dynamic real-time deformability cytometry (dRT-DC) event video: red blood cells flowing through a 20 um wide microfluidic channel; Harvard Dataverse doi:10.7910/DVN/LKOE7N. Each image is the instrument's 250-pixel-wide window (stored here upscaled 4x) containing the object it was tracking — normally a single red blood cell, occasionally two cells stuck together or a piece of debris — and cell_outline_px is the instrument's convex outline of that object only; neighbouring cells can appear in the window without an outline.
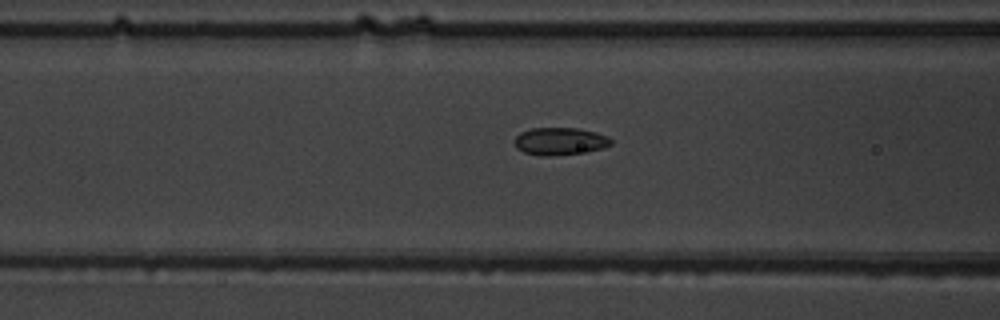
{"species": "common noctule bat (a hibernating species)", "species_latin": "Nyctalus noctula", "temperature_condition": "warm", "stored_images_in_passage": 6, "camera_frame_rate_fps": 3000, "um_per_image_px": 0.085, "animal": {"sex": "male", "body_mass_g": 19.5, "forearm_length_mm": 54.6}, "frame": {"image": 1, "passage_image": 5, "time_ms": 5.667, "image_size_px": [1000, 320], "cell_outline_px": [[612, 144], [604, 148], [588, 152], [548, 156], [540, 156], [524, 152], [516, 148], [516, 136], [520, 132], [532, 128], [576, 128], [596, 132], [608, 136], [612, 140]], "centroid_in_image_um": [47.63, 12.01], "position_along_channel_um": 119.0, "area_um2": 15.55}}
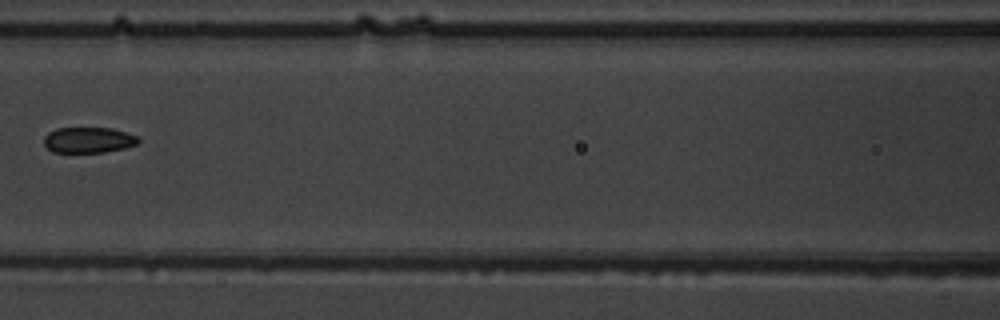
{"frame": {"image": 2, "passage_image": 6, "time_ms": 6.667, "image_size_px": [1000, 320], "cell_outline_px": [[140, 140], [136, 144], [124, 148], [104, 152], [52, 152], [44, 144], [44, 136], [48, 132], [56, 128], [112, 128], [136, 136]], "centroid_in_image_um": [7.48, 11.9], "position_along_channel_um": 159.1, "area_um2": 14.05}}